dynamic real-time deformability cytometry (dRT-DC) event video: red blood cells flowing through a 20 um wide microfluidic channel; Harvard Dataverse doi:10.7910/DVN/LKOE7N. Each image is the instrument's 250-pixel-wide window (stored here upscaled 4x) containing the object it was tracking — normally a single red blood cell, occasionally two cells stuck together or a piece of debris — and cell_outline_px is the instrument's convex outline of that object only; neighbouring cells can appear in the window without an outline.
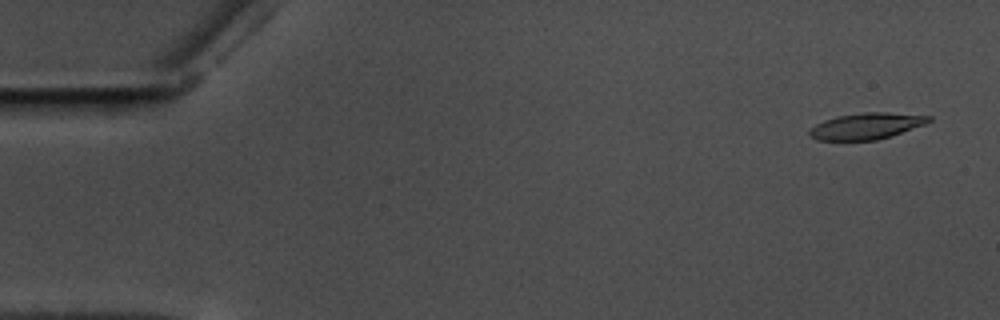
{"species": "common noctule bat (a hibernating species)", "species_latin": "Nyctalus noctula", "temperature_condition": "warm", "stored_images_in_passage": 58, "camera_frame_rate_fps": 3000, "um_per_image_px": 0.085, "animal": {"sex": "male", "body_mass_g": 17.5, "forearm_length_mm": 52.3}, "frame": {"image": 1, "passage_image": 3, "time_ms": 0.667, "image_size_px": [1000, 320], "cell_outline_px": [[932, 120], [924, 124], [876, 140], [816, 140], [808, 136], [808, 132], [816, 124], [824, 120], [836, 116], [864, 112], [888, 112], [932, 116]], "centroid_in_image_um": [73.6, 10.7], "position_along_channel_um": 11.4, "area_um2": 18.09}}
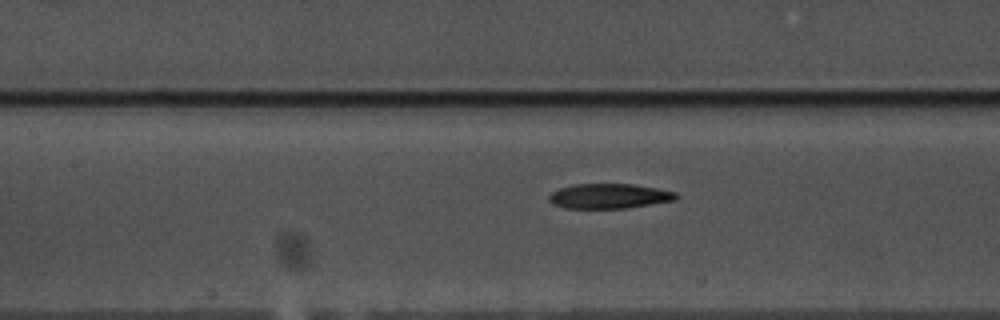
{"frame": {"image": 2, "passage_image": 26, "time_ms": 8.333, "image_size_px": [1000, 320], "cell_outline_px": [[680, 196], [676, 200], [624, 208], [564, 208], [552, 204], [548, 200], [548, 196], [552, 192], [560, 188], [572, 184], [632, 184], [656, 188], [676, 192]], "centroid_in_image_um": [51.76, 16.66], "position_along_channel_um": 155.6, "area_um2": 18.44}}
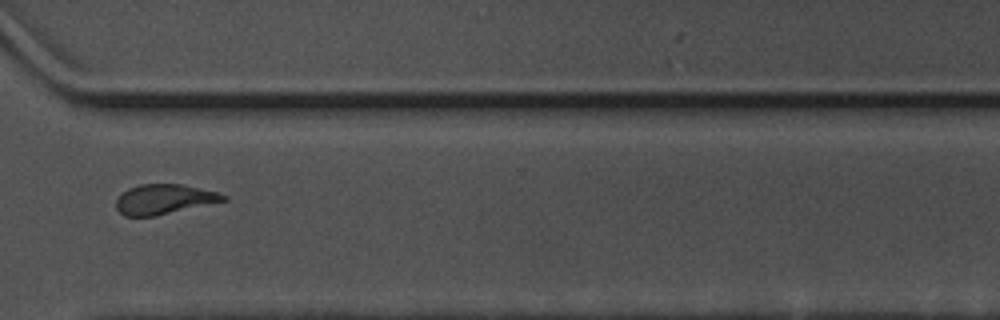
{"frame": {"image": 3, "passage_image": 43, "time_ms": 14.0, "image_size_px": [1000, 320], "cell_outline_px": [[228, 200], [156, 216], [124, 216], [116, 208], [116, 200], [128, 188], [140, 184], [180, 184], [216, 192], [228, 196]], "centroid_in_image_um": [13.95, 16.94], "position_along_channel_um": 356.7, "area_um2": 18.55}, "authors_computed_cell_mechanics": {"area_um2": 19.1318, "velocity_mm_per_s": 3.5482, "shape_relaxation_time_tau1_ms": 7.8681, "shape_relaxation_time_tau2_ms": 8.4409, "deformation_change_tau1": 0.2335, "deformation_change_tau2": 0.1769}}